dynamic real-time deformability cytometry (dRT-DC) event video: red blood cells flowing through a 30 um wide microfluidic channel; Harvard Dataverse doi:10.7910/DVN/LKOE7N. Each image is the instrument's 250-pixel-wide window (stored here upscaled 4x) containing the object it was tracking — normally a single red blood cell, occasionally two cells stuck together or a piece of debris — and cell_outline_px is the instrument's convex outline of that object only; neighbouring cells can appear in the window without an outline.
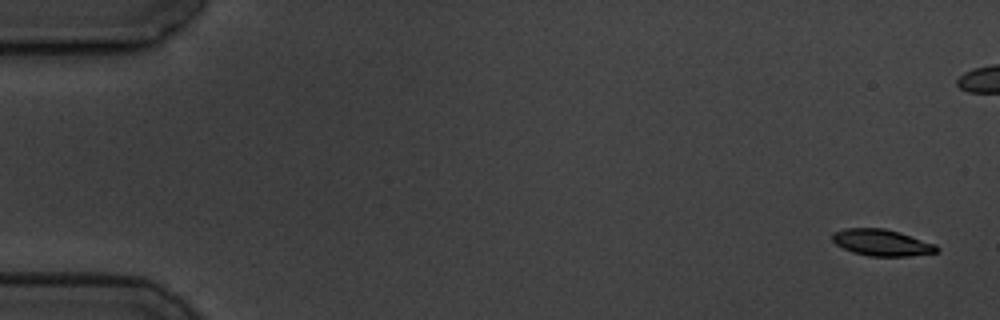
{"species": "common noctule bat (a hibernating species)", "species_latin": "Nyctalus noctula", "temperature_condition": "cold", "stored_images_in_passage": 11, "segment_of_instrument_passage": [1, 2], "camera_frame_rate_fps": 3000, "um_per_image_px": 0.085, "animal": {"sex": "male", "body_mass_g": 19.5, "forearm_length_mm": 54.6}, "frame": {"image": 1, "passage_image": 1, "time_ms": 0.0, "image_size_px": [1000, 320], "cell_outline_px": [[940, 248], [936, 252], [908, 256], [868, 256], [852, 252], [836, 244], [832, 240], [832, 232], [844, 228], [884, 228], [900, 232], [936, 244]], "centroid_in_image_um": [74.94, 20.61], "position_along_channel_um": 10.1, "area_um2": 16.18}}
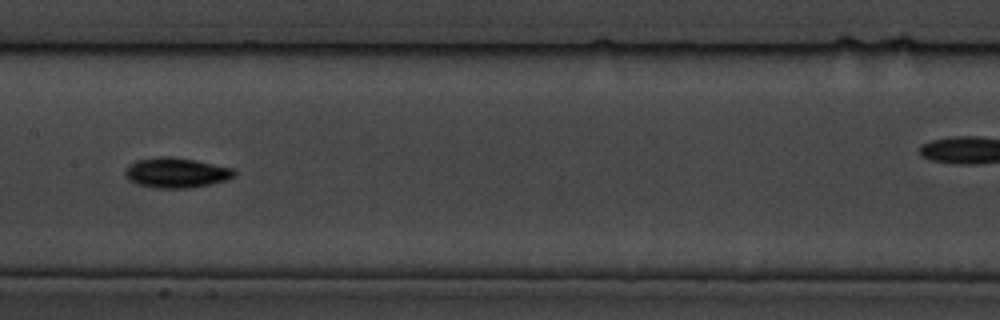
{"frame": {"image": 2, "passage_image": 8, "time_ms": 9.0, "image_size_px": [1000, 320], "cell_outline_px": [[236, 176], [228, 180], [212, 184], [188, 188], [156, 188], [136, 184], [128, 180], [124, 176], [124, 172], [128, 164], [136, 160], [160, 156], [168, 156], [196, 160], [232, 168], [236, 172]], "centroid_in_image_um": [14.96, 14.68], "position_along_channel_um": 192.4, "area_um2": 19.42}}
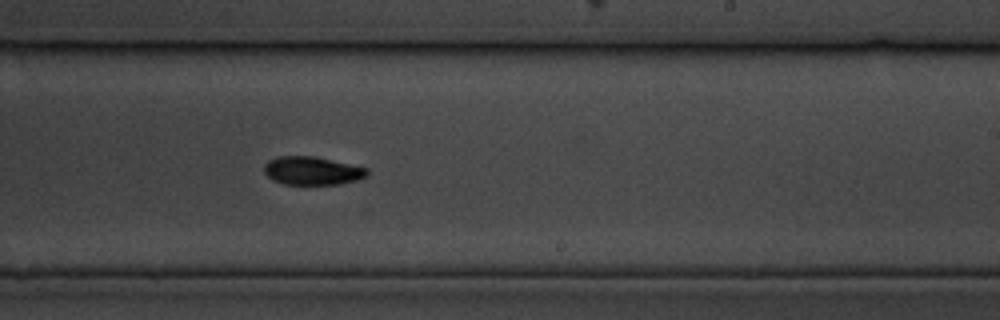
{"frame": {"image": 3, "passage_image": 10, "time_ms": 11.0, "image_size_px": [1000, 320], "cell_outline_px": [[368, 176], [356, 180], [340, 184], [284, 184], [272, 180], [264, 172], [264, 164], [268, 160], [276, 156], [316, 156], [368, 168]], "centroid_in_image_um": [26.53, 14.5], "position_along_channel_um": 262.5, "area_um2": 17.11}}